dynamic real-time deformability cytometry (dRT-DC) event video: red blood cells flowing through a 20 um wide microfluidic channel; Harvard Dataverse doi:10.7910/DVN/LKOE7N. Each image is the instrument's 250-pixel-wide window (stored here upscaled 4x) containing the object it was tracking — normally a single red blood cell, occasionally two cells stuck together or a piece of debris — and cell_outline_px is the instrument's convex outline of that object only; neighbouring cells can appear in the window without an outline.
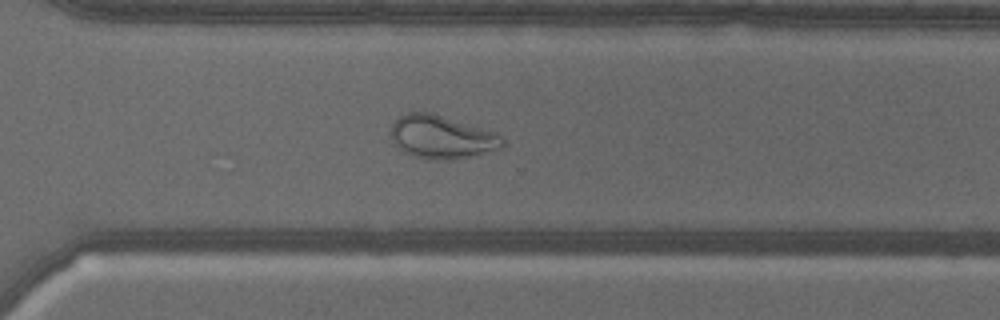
{"species": "common noctule bat (a hibernating species)", "species_latin": "Nyctalus noctula", "temperature_condition": "warm", "stored_images_in_passage": 45, "camera_frame_rate_fps": 3000, "um_per_image_px": 0.085, "animal": {"sex": "male", "body_mass_g": 18.8}, "frame": {"image": 1, "passage_image": 29, "time_ms": 9.333, "image_size_px": [1000, 320], "cell_outline_px": [[508, 144], [504, 148], [472, 156], [452, 160], [432, 160], [416, 156], [404, 152], [396, 144], [392, 136], [392, 124], [400, 116], [408, 112], [432, 112], [496, 132]], "centroid_in_image_um": [37.62, 11.65], "position_along_channel_um": 333.0, "area_um2": 28.21}}
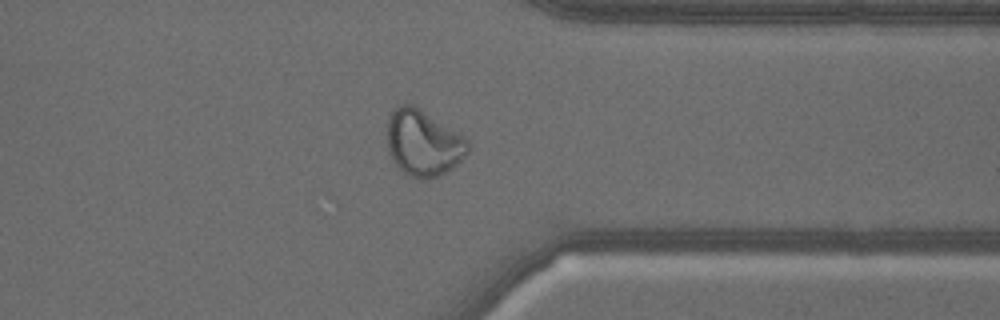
{"frame": {"image": 2, "passage_image": 33, "time_ms": 10.667, "image_size_px": [1000, 320], "cell_outline_px": [[468, 152], [456, 164], [444, 172], [436, 176], [420, 180], [404, 172], [392, 160], [388, 152], [388, 120], [392, 112], [400, 104], [412, 104], [464, 136], [468, 140]], "centroid_in_image_um": [35.96, 12.15], "position_along_channel_um": 375.4, "area_um2": 30.46}}
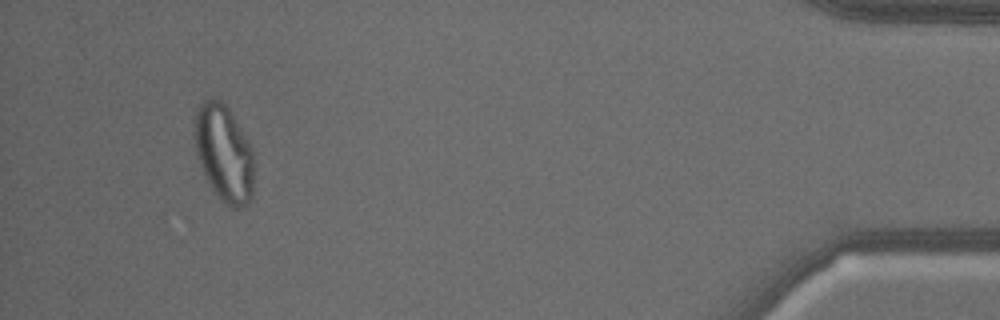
{"frame": {"image": 3, "passage_image": 42, "time_ms": 13.667, "image_size_px": [1000, 320], "cell_outline_px": [[252, 196], [240, 208], [232, 208], [224, 204], [220, 200], [204, 176], [196, 156], [196, 112], [200, 104], [204, 100], [212, 96], [216, 96], [228, 108], [252, 148]], "centroid_in_image_um": [19.02, 13.02], "position_along_channel_um": 416.2, "area_um2": 33.06}}